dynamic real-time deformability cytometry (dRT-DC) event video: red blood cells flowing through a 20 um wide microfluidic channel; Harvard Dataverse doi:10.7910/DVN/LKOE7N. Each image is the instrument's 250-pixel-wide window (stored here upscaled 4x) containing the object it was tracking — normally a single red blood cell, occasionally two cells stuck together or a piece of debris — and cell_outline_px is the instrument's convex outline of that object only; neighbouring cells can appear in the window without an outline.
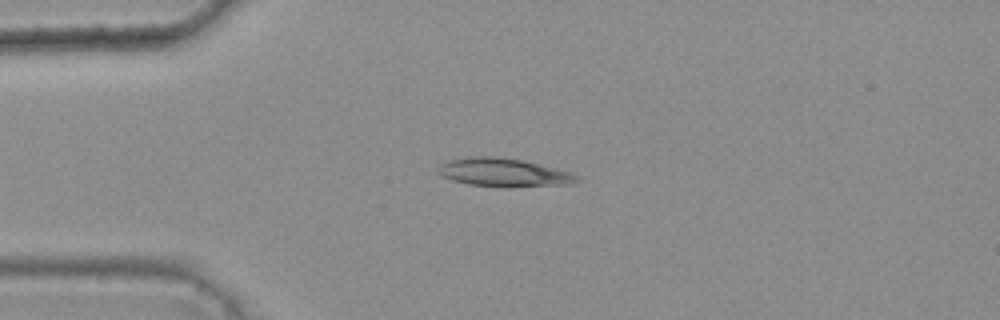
{"species": "common noctule bat (a hibernating species)", "species_latin": "Nyctalus noctula", "temperature_condition": "warm", "stored_images_in_passage": 4, "camera_frame_rate_fps": 3000, "um_per_image_px": 0.085, "animal": {"sex": "female", "body_mass_g": 25.1}, "frame": {"image": 1, "passage_image": 2, "time_ms": 0.333, "image_size_px": [1000, 320], "cell_outline_px": [[584, 180], [572, 184], [504, 188], [468, 184], [452, 180], [436, 172], [436, 168], [440, 164], [448, 160], [468, 156], [492, 156], [524, 160], [572, 172], [580, 176]], "centroid_in_image_um": [42.86, 14.67], "position_along_channel_um": 42.1, "area_um2": 23.58}}
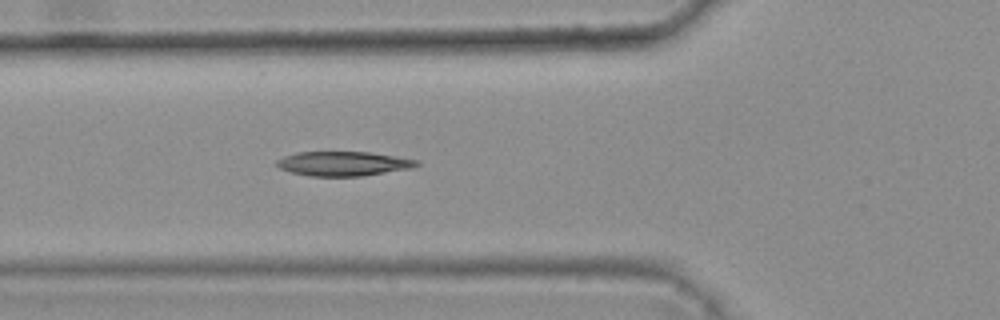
{"frame": {"image": 2, "passage_image": 4, "time_ms": 1.0, "image_size_px": [1000, 320], "cell_outline_px": [[420, 164], [412, 168], [360, 176], [308, 176], [292, 172], [280, 168], [276, 164], [276, 160], [284, 156], [296, 152], [368, 152], [396, 156], [420, 160]], "centroid_in_image_um": [29.19, 13.9], "position_along_channel_um": 96.6, "area_um2": 19.88}}